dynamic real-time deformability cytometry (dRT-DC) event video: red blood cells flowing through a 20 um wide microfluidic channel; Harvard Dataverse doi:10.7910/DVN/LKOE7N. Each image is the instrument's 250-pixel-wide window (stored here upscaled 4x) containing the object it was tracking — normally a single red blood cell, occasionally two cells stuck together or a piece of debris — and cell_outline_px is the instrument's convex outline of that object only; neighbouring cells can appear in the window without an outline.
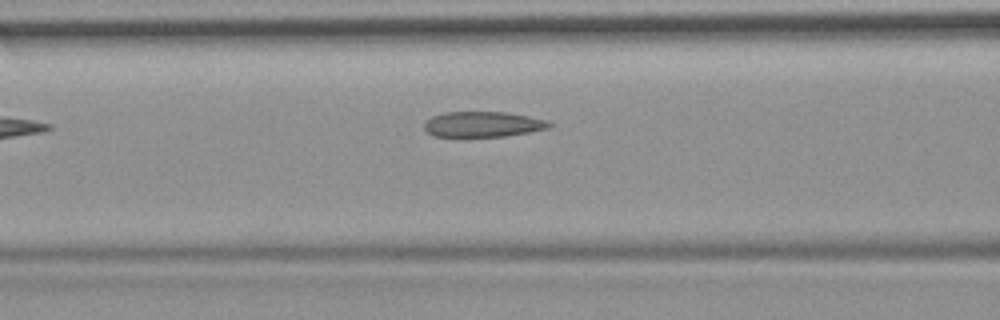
{"species": "common noctule bat (a hibernating species)", "species_latin": "Nyctalus noctula", "temperature_condition": "room temperature", "stored_images_in_passage": 5, "camera_frame_rate_fps": 3000, "um_per_image_px": 0.085, "animal": {"sex": "female", "body_mass_g": 19.9}, "frame": {"image": 1, "passage_image": 5, "time_ms": 4.667, "image_size_px": [1000, 320], "cell_outline_px": [[552, 124], [548, 128], [532, 132], [504, 136], [432, 136], [424, 128], [424, 124], [432, 116], [444, 112], [504, 112], [528, 116], [548, 120]], "centroid_in_image_um": [41.06, 10.56], "position_along_channel_um": 125.5, "area_um2": 18.44}}